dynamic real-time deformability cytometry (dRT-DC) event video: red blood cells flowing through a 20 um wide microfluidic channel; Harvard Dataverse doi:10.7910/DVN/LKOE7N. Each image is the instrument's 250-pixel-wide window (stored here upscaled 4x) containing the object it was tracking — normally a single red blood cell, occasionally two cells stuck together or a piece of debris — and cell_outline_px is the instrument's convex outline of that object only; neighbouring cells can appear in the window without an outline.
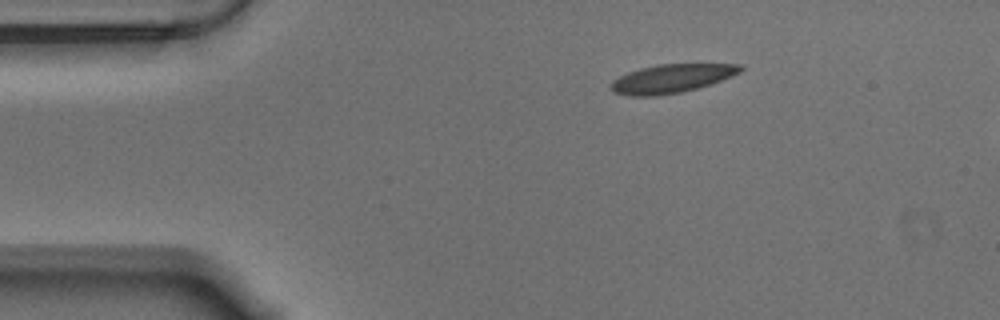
{"species": "Egyptian fruit bat (a non-hibernating species)", "species_latin": "Rousettus aegyptiacus", "temperature_condition": "warm", "stored_images_in_passage": 7, "camera_frame_rate_fps": 3000, "um_per_image_px": 0.085, "animal": {"sex": "male"}, "frame": {"image": 1, "passage_image": 1, "time_ms": 0.0, "image_size_px": [1000, 320], "cell_outline_px": [[744, 68], [740, 72], [732, 76], [696, 88], [680, 92], [656, 96], [628, 96], [612, 92], [612, 80], [628, 72], [640, 68], [660, 64], [744, 64]], "centroid_in_image_um": [57.07, 6.67], "position_along_channel_um": 27.9, "area_um2": 21.39}}